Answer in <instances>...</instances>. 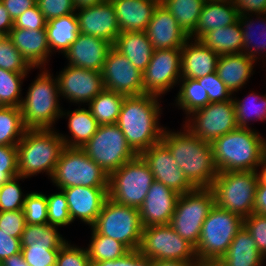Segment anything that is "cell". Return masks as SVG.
<instances>
[{
  "mask_svg": "<svg viewBox=\"0 0 266 266\" xmlns=\"http://www.w3.org/2000/svg\"><path fill=\"white\" fill-rule=\"evenodd\" d=\"M0 266H29L24 261L22 253H17L6 258Z\"/></svg>",
  "mask_w": 266,
  "mask_h": 266,
  "instance_id": "62",
  "label": "cell"
},
{
  "mask_svg": "<svg viewBox=\"0 0 266 266\" xmlns=\"http://www.w3.org/2000/svg\"><path fill=\"white\" fill-rule=\"evenodd\" d=\"M213 161L218 172L258 171L266 140L251 126L236 129L211 143Z\"/></svg>",
  "mask_w": 266,
  "mask_h": 266,
  "instance_id": "3",
  "label": "cell"
},
{
  "mask_svg": "<svg viewBox=\"0 0 266 266\" xmlns=\"http://www.w3.org/2000/svg\"><path fill=\"white\" fill-rule=\"evenodd\" d=\"M198 261L152 260L151 266H197Z\"/></svg>",
  "mask_w": 266,
  "mask_h": 266,
  "instance_id": "61",
  "label": "cell"
},
{
  "mask_svg": "<svg viewBox=\"0 0 266 266\" xmlns=\"http://www.w3.org/2000/svg\"><path fill=\"white\" fill-rule=\"evenodd\" d=\"M239 15L266 14V0H232Z\"/></svg>",
  "mask_w": 266,
  "mask_h": 266,
  "instance_id": "57",
  "label": "cell"
},
{
  "mask_svg": "<svg viewBox=\"0 0 266 266\" xmlns=\"http://www.w3.org/2000/svg\"><path fill=\"white\" fill-rule=\"evenodd\" d=\"M181 80V49L154 50L143 71L144 94L162 97Z\"/></svg>",
  "mask_w": 266,
  "mask_h": 266,
  "instance_id": "15",
  "label": "cell"
},
{
  "mask_svg": "<svg viewBox=\"0 0 266 266\" xmlns=\"http://www.w3.org/2000/svg\"><path fill=\"white\" fill-rule=\"evenodd\" d=\"M185 119L183 126L192 135L209 143L237 128L233 99L209 103Z\"/></svg>",
  "mask_w": 266,
  "mask_h": 266,
  "instance_id": "14",
  "label": "cell"
},
{
  "mask_svg": "<svg viewBox=\"0 0 266 266\" xmlns=\"http://www.w3.org/2000/svg\"><path fill=\"white\" fill-rule=\"evenodd\" d=\"M253 213L266 216V184H263L260 181H258L256 187Z\"/></svg>",
  "mask_w": 266,
  "mask_h": 266,
  "instance_id": "59",
  "label": "cell"
},
{
  "mask_svg": "<svg viewBox=\"0 0 266 266\" xmlns=\"http://www.w3.org/2000/svg\"><path fill=\"white\" fill-rule=\"evenodd\" d=\"M25 131L20 107L0 106V146H17Z\"/></svg>",
  "mask_w": 266,
  "mask_h": 266,
  "instance_id": "40",
  "label": "cell"
},
{
  "mask_svg": "<svg viewBox=\"0 0 266 266\" xmlns=\"http://www.w3.org/2000/svg\"><path fill=\"white\" fill-rule=\"evenodd\" d=\"M23 211L25 214L26 224H47L48 206L46 194L42 192L27 193Z\"/></svg>",
  "mask_w": 266,
  "mask_h": 266,
  "instance_id": "44",
  "label": "cell"
},
{
  "mask_svg": "<svg viewBox=\"0 0 266 266\" xmlns=\"http://www.w3.org/2000/svg\"><path fill=\"white\" fill-rule=\"evenodd\" d=\"M243 226L254 239L258 251L266 257V216L252 213L243 219Z\"/></svg>",
  "mask_w": 266,
  "mask_h": 266,
  "instance_id": "50",
  "label": "cell"
},
{
  "mask_svg": "<svg viewBox=\"0 0 266 266\" xmlns=\"http://www.w3.org/2000/svg\"><path fill=\"white\" fill-rule=\"evenodd\" d=\"M197 266H227L221 260H207L197 264Z\"/></svg>",
  "mask_w": 266,
  "mask_h": 266,
  "instance_id": "65",
  "label": "cell"
},
{
  "mask_svg": "<svg viewBox=\"0 0 266 266\" xmlns=\"http://www.w3.org/2000/svg\"><path fill=\"white\" fill-rule=\"evenodd\" d=\"M45 29L51 54L58 52L63 55L79 34L76 13L49 20Z\"/></svg>",
  "mask_w": 266,
  "mask_h": 266,
  "instance_id": "33",
  "label": "cell"
},
{
  "mask_svg": "<svg viewBox=\"0 0 266 266\" xmlns=\"http://www.w3.org/2000/svg\"><path fill=\"white\" fill-rule=\"evenodd\" d=\"M152 259L143 256L139 250H130L115 260L91 262V266H151Z\"/></svg>",
  "mask_w": 266,
  "mask_h": 266,
  "instance_id": "55",
  "label": "cell"
},
{
  "mask_svg": "<svg viewBox=\"0 0 266 266\" xmlns=\"http://www.w3.org/2000/svg\"><path fill=\"white\" fill-rule=\"evenodd\" d=\"M67 198L72 222L92 226L108 198V188L76 186L62 189Z\"/></svg>",
  "mask_w": 266,
  "mask_h": 266,
  "instance_id": "21",
  "label": "cell"
},
{
  "mask_svg": "<svg viewBox=\"0 0 266 266\" xmlns=\"http://www.w3.org/2000/svg\"><path fill=\"white\" fill-rule=\"evenodd\" d=\"M206 0H161V4L172 14L183 31L194 33L203 4Z\"/></svg>",
  "mask_w": 266,
  "mask_h": 266,
  "instance_id": "37",
  "label": "cell"
},
{
  "mask_svg": "<svg viewBox=\"0 0 266 266\" xmlns=\"http://www.w3.org/2000/svg\"><path fill=\"white\" fill-rule=\"evenodd\" d=\"M91 228L124 244L129 250H138L143 226L139 209L126 206L107 198Z\"/></svg>",
  "mask_w": 266,
  "mask_h": 266,
  "instance_id": "9",
  "label": "cell"
},
{
  "mask_svg": "<svg viewBox=\"0 0 266 266\" xmlns=\"http://www.w3.org/2000/svg\"><path fill=\"white\" fill-rule=\"evenodd\" d=\"M8 36L4 33L0 32V44L6 40Z\"/></svg>",
  "mask_w": 266,
  "mask_h": 266,
  "instance_id": "66",
  "label": "cell"
},
{
  "mask_svg": "<svg viewBox=\"0 0 266 266\" xmlns=\"http://www.w3.org/2000/svg\"><path fill=\"white\" fill-rule=\"evenodd\" d=\"M81 149L108 175L137 156L116 123L98 126Z\"/></svg>",
  "mask_w": 266,
  "mask_h": 266,
  "instance_id": "12",
  "label": "cell"
},
{
  "mask_svg": "<svg viewBox=\"0 0 266 266\" xmlns=\"http://www.w3.org/2000/svg\"><path fill=\"white\" fill-rule=\"evenodd\" d=\"M105 90L126 96L143 95V73L113 46L107 53L101 71Z\"/></svg>",
  "mask_w": 266,
  "mask_h": 266,
  "instance_id": "16",
  "label": "cell"
},
{
  "mask_svg": "<svg viewBox=\"0 0 266 266\" xmlns=\"http://www.w3.org/2000/svg\"><path fill=\"white\" fill-rule=\"evenodd\" d=\"M112 44L107 40L79 33L70 48L63 54L67 65L101 72Z\"/></svg>",
  "mask_w": 266,
  "mask_h": 266,
  "instance_id": "23",
  "label": "cell"
},
{
  "mask_svg": "<svg viewBox=\"0 0 266 266\" xmlns=\"http://www.w3.org/2000/svg\"><path fill=\"white\" fill-rule=\"evenodd\" d=\"M243 227V218L216 204L205 219L197 247L198 263L221 260L237 232Z\"/></svg>",
  "mask_w": 266,
  "mask_h": 266,
  "instance_id": "7",
  "label": "cell"
},
{
  "mask_svg": "<svg viewBox=\"0 0 266 266\" xmlns=\"http://www.w3.org/2000/svg\"><path fill=\"white\" fill-rule=\"evenodd\" d=\"M24 177L18 175L9 179L0 187V212L23 210L25 198L19 181Z\"/></svg>",
  "mask_w": 266,
  "mask_h": 266,
  "instance_id": "43",
  "label": "cell"
},
{
  "mask_svg": "<svg viewBox=\"0 0 266 266\" xmlns=\"http://www.w3.org/2000/svg\"><path fill=\"white\" fill-rule=\"evenodd\" d=\"M145 32L155 50L181 49L190 38L161 3L155 8Z\"/></svg>",
  "mask_w": 266,
  "mask_h": 266,
  "instance_id": "22",
  "label": "cell"
},
{
  "mask_svg": "<svg viewBox=\"0 0 266 266\" xmlns=\"http://www.w3.org/2000/svg\"><path fill=\"white\" fill-rule=\"evenodd\" d=\"M252 17L253 15H239L238 21L243 35L242 53L257 62L262 57L264 59V56L266 60V14H257L255 19Z\"/></svg>",
  "mask_w": 266,
  "mask_h": 266,
  "instance_id": "32",
  "label": "cell"
},
{
  "mask_svg": "<svg viewBox=\"0 0 266 266\" xmlns=\"http://www.w3.org/2000/svg\"><path fill=\"white\" fill-rule=\"evenodd\" d=\"M0 68L15 73H28L33 69L8 37L0 44Z\"/></svg>",
  "mask_w": 266,
  "mask_h": 266,
  "instance_id": "46",
  "label": "cell"
},
{
  "mask_svg": "<svg viewBox=\"0 0 266 266\" xmlns=\"http://www.w3.org/2000/svg\"><path fill=\"white\" fill-rule=\"evenodd\" d=\"M27 74L0 68V106L20 107L23 99L22 84Z\"/></svg>",
  "mask_w": 266,
  "mask_h": 266,
  "instance_id": "42",
  "label": "cell"
},
{
  "mask_svg": "<svg viewBox=\"0 0 266 266\" xmlns=\"http://www.w3.org/2000/svg\"><path fill=\"white\" fill-rule=\"evenodd\" d=\"M161 141L168 147L174 160L195 188H210L217 176L211 143L183 130L165 128Z\"/></svg>",
  "mask_w": 266,
  "mask_h": 266,
  "instance_id": "2",
  "label": "cell"
},
{
  "mask_svg": "<svg viewBox=\"0 0 266 266\" xmlns=\"http://www.w3.org/2000/svg\"><path fill=\"white\" fill-rule=\"evenodd\" d=\"M105 0H73V4L76 9H81L84 7L94 6L102 3Z\"/></svg>",
  "mask_w": 266,
  "mask_h": 266,
  "instance_id": "63",
  "label": "cell"
},
{
  "mask_svg": "<svg viewBox=\"0 0 266 266\" xmlns=\"http://www.w3.org/2000/svg\"><path fill=\"white\" fill-rule=\"evenodd\" d=\"M40 74L28 87L20 110L26 129H54L61 118L62 107L56 77L46 68H40Z\"/></svg>",
  "mask_w": 266,
  "mask_h": 266,
  "instance_id": "5",
  "label": "cell"
},
{
  "mask_svg": "<svg viewBox=\"0 0 266 266\" xmlns=\"http://www.w3.org/2000/svg\"><path fill=\"white\" fill-rule=\"evenodd\" d=\"M215 205L210 188H196L179 196L170 226L195 248L199 242L202 225Z\"/></svg>",
  "mask_w": 266,
  "mask_h": 266,
  "instance_id": "11",
  "label": "cell"
},
{
  "mask_svg": "<svg viewBox=\"0 0 266 266\" xmlns=\"http://www.w3.org/2000/svg\"><path fill=\"white\" fill-rule=\"evenodd\" d=\"M51 182L58 189L76 186L108 188L109 175L81 148L65 147L60 154Z\"/></svg>",
  "mask_w": 266,
  "mask_h": 266,
  "instance_id": "8",
  "label": "cell"
},
{
  "mask_svg": "<svg viewBox=\"0 0 266 266\" xmlns=\"http://www.w3.org/2000/svg\"><path fill=\"white\" fill-rule=\"evenodd\" d=\"M199 40L218 55L242 53L243 35L239 21L233 25L212 30Z\"/></svg>",
  "mask_w": 266,
  "mask_h": 266,
  "instance_id": "34",
  "label": "cell"
},
{
  "mask_svg": "<svg viewBox=\"0 0 266 266\" xmlns=\"http://www.w3.org/2000/svg\"><path fill=\"white\" fill-rule=\"evenodd\" d=\"M20 238H15L0 229V264L11 255L21 253Z\"/></svg>",
  "mask_w": 266,
  "mask_h": 266,
  "instance_id": "56",
  "label": "cell"
},
{
  "mask_svg": "<svg viewBox=\"0 0 266 266\" xmlns=\"http://www.w3.org/2000/svg\"><path fill=\"white\" fill-rule=\"evenodd\" d=\"M58 190L60 192L46 195L48 206V224L57 227H64L73 222L69 214L66 195L62 189Z\"/></svg>",
  "mask_w": 266,
  "mask_h": 266,
  "instance_id": "45",
  "label": "cell"
},
{
  "mask_svg": "<svg viewBox=\"0 0 266 266\" xmlns=\"http://www.w3.org/2000/svg\"><path fill=\"white\" fill-rule=\"evenodd\" d=\"M219 55L200 40L189 38L181 48V79H198L216 72Z\"/></svg>",
  "mask_w": 266,
  "mask_h": 266,
  "instance_id": "25",
  "label": "cell"
},
{
  "mask_svg": "<svg viewBox=\"0 0 266 266\" xmlns=\"http://www.w3.org/2000/svg\"><path fill=\"white\" fill-rule=\"evenodd\" d=\"M140 156L148 164L155 181L163 183L179 195L196 189L187 180L170 150L162 141L143 151Z\"/></svg>",
  "mask_w": 266,
  "mask_h": 266,
  "instance_id": "18",
  "label": "cell"
},
{
  "mask_svg": "<svg viewBox=\"0 0 266 266\" xmlns=\"http://www.w3.org/2000/svg\"><path fill=\"white\" fill-rule=\"evenodd\" d=\"M238 11L232 0H206L191 39L199 40L204 34L238 21Z\"/></svg>",
  "mask_w": 266,
  "mask_h": 266,
  "instance_id": "27",
  "label": "cell"
},
{
  "mask_svg": "<svg viewBox=\"0 0 266 266\" xmlns=\"http://www.w3.org/2000/svg\"><path fill=\"white\" fill-rule=\"evenodd\" d=\"M8 38L33 69L46 68L50 60L49 58L52 57L47 41L46 29L27 30L12 28Z\"/></svg>",
  "mask_w": 266,
  "mask_h": 266,
  "instance_id": "24",
  "label": "cell"
},
{
  "mask_svg": "<svg viewBox=\"0 0 266 266\" xmlns=\"http://www.w3.org/2000/svg\"><path fill=\"white\" fill-rule=\"evenodd\" d=\"M25 214L23 210L0 212V229L8 235L21 238L25 228Z\"/></svg>",
  "mask_w": 266,
  "mask_h": 266,
  "instance_id": "53",
  "label": "cell"
},
{
  "mask_svg": "<svg viewBox=\"0 0 266 266\" xmlns=\"http://www.w3.org/2000/svg\"><path fill=\"white\" fill-rule=\"evenodd\" d=\"M125 97L124 94L104 89L86 105L99 126L115 124Z\"/></svg>",
  "mask_w": 266,
  "mask_h": 266,
  "instance_id": "36",
  "label": "cell"
},
{
  "mask_svg": "<svg viewBox=\"0 0 266 266\" xmlns=\"http://www.w3.org/2000/svg\"><path fill=\"white\" fill-rule=\"evenodd\" d=\"M75 13L78 19L79 33L103 38L112 45L115 43L120 29L111 0L76 9Z\"/></svg>",
  "mask_w": 266,
  "mask_h": 266,
  "instance_id": "19",
  "label": "cell"
},
{
  "mask_svg": "<svg viewBox=\"0 0 266 266\" xmlns=\"http://www.w3.org/2000/svg\"><path fill=\"white\" fill-rule=\"evenodd\" d=\"M202 83L204 90L208 93L209 103L224 102L233 98V94L228 87L220 80L216 72L196 79Z\"/></svg>",
  "mask_w": 266,
  "mask_h": 266,
  "instance_id": "48",
  "label": "cell"
},
{
  "mask_svg": "<svg viewBox=\"0 0 266 266\" xmlns=\"http://www.w3.org/2000/svg\"><path fill=\"white\" fill-rule=\"evenodd\" d=\"M60 249L22 247L21 253L29 266H56Z\"/></svg>",
  "mask_w": 266,
  "mask_h": 266,
  "instance_id": "51",
  "label": "cell"
},
{
  "mask_svg": "<svg viewBox=\"0 0 266 266\" xmlns=\"http://www.w3.org/2000/svg\"><path fill=\"white\" fill-rule=\"evenodd\" d=\"M58 132L54 129H26L17 144L20 176L26 179L45 172L51 179L65 148Z\"/></svg>",
  "mask_w": 266,
  "mask_h": 266,
  "instance_id": "4",
  "label": "cell"
},
{
  "mask_svg": "<svg viewBox=\"0 0 266 266\" xmlns=\"http://www.w3.org/2000/svg\"><path fill=\"white\" fill-rule=\"evenodd\" d=\"M112 46L142 73L147 68L155 50L145 31L122 32Z\"/></svg>",
  "mask_w": 266,
  "mask_h": 266,
  "instance_id": "29",
  "label": "cell"
},
{
  "mask_svg": "<svg viewBox=\"0 0 266 266\" xmlns=\"http://www.w3.org/2000/svg\"><path fill=\"white\" fill-rule=\"evenodd\" d=\"M56 266H91L87 249L67 241L58 252Z\"/></svg>",
  "mask_w": 266,
  "mask_h": 266,
  "instance_id": "47",
  "label": "cell"
},
{
  "mask_svg": "<svg viewBox=\"0 0 266 266\" xmlns=\"http://www.w3.org/2000/svg\"><path fill=\"white\" fill-rule=\"evenodd\" d=\"M154 181L148 164L137 155L109 175L108 198L139 209Z\"/></svg>",
  "mask_w": 266,
  "mask_h": 266,
  "instance_id": "10",
  "label": "cell"
},
{
  "mask_svg": "<svg viewBox=\"0 0 266 266\" xmlns=\"http://www.w3.org/2000/svg\"><path fill=\"white\" fill-rule=\"evenodd\" d=\"M138 250L152 260L198 261L195 247L169 224L143 228Z\"/></svg>",
  "mask_w": 266,
  "mask_h": 266,
  "instance_id": "13",
  "label": "cell"
},
{
  "mask_svg": "<svg viewBox=\"0 0 266 266\" xmlns=\"http://www.w3.org/2000/svg\"><path fill=\"white\" fill-rule=\"evenodd\" d=\"M250 92L252 93L242 100L233 95L237 127L249 128L250 121L266 120V93L260 95L254 91Z\"/></svg>",
  "mask_w": 266,
  "mask_h": 266,
  "instance_id": "38",
  "label": "cell"
},
{
  "mask_svg": "<svg viewBox=\"0 0 266 266\" xmlns=\"http://www.w3.org/2000/svg\"><path fill=\"white\" fill-rule=\"evenodd\" d=\"M265 257L258 251L254 239L243 226L235 235L221 261L227 266H263Z\"/></svg>",
  "mask_w": 266,
  "mask_h": 266,
  "instance_id": "31",
  "label": "cell"
},
{
  "mask_svg": "<svg viewBox=\"0 0 266 266\" xmlns=\"http://www.w3.org/2000/svg\"><path fill=\"white\" fill-rule=\"evenodd\" d=\"M178 85L180 89L175 98V106L182 109L186 116L209 104L208 93L196 79H181Z\"/></svg>",
  "mask_w": 266,
  "mask_h": 266,
  "instance_id": "39",
  "label": "cell"
},
{
  "mask_svg": "<svg viewBox=\"0 0 266 266\" xmlns=\"http://www.w3.org/2000/svg\"><path fill=\"white\" fill-rule=\"evenodd\" d=\"M258 181L255 171L218 172L210 187L215 204L243 219L250 216L253 213Z\"/></svg>",
  "mask_w": 266,
  "mask_h": 266,
  "instance_id": "6",
  "label": "cell"
},
{
  "mask_svg": "<svg viewBox=\"0 0 266 266\" xmlns=\"http://www.w3.org/2000/svg\"><path fill=\"white\" fill-rule=\"evenodd\" d=\"M39 10L48 22L76 11L73 0H36Z\"/></svg>",
  "mask_w": 266,
  "mask_h": 266,
  "instance_id": "52",
  "label": "cell"
},
{
  "mask_svg": "<svg viewBox=\"0 0 266 266\" xmlns=\"http://www.w3.org/2000/svg\"><path fill=\"white\" fill-rule=\"evenodd\" d=\"M55 77L61 99L64 97L78 105L88 104L105 89L102 74L98 71L67 65Z\"/></svg>",
  "mask_w": 266,
  "mask_h": 266,
  "instance_id": "17",
  "label": "cell"
},
{
  "mask_svg": "<svg viewBox=\"0 0 266 266\" xmlns=\"http://www.w3.org/2000/svg\"><path fill=\"white\" fill-rule=\"evenodd\" d=\"M66 111L67 110H62L61 118L66 116L68 119V129L71 136L61 133H59V135L65 147L82 148L96 133L99 126L97 120L93 117L89 108L79 107L73 111Z\"/></svg>",
  "mask_w": 266,
  "mask_h": 266,
  "instance_id": "30",
  "label": "cell"
},
{
  "mask_svg": "<svg viewBox=\"0 0 266 266\" xmlns=\"http://www.w3.org/2000/svg\"><path fill=\"white\" fill-rule=\"evenodd\" d=\"M179 196L163 183L154 181L139 208L143 228L170 224Z\"/></svg>",
  "mask_w": 266,
  "mask_h": 266,
  "instance_id": "20",
  "label": "cell"
},
{
  "mask_svg": "<svg viewBox=\"0 0 266 266\" xmlns=\"http://www.w3.org/2000/svg\"><path fill=\"white\" fill-rule=\"evenodd\" d=\"M50 224H26L20 241L21 247L60 249L67 240Z\"/></svg>",
  "mask_w": 266,
  "mask_h": 266,
  "instance_id": "35",
  "label": "cell"
},
{
  "mask_svg": "<svg viewBox=\"0 0 266 266\" xmlns=\"http://www.w3.org/2000/svg\"><path fill=\"white\" fill-rule=\"evenodd\" d=\"M46 23L47 21L36 4L14 20L13 28L40 30L46 28Z\"/></svg>",
  "mask_w": 266,
  "mask_h": 266,
  "instance_id": "54",
  "label": "cell"
},
{
  "mask_svg": "<svg viewBox=\"0 0 266 266\" xmlns=\"http://www.w3.org/2000/svg\"><path fill=\"white\" fill-rule=\"evenodd\" d=\"M0 2L5 6L13 21L37 4L36 0H0Z\"/></svg>",
  "mask_w": 266,
  "mask_h": 266,
  "instance_id": "58",
  "label": "cell"
},
{
  "mask_svg": "<svg viewBox=\"0 0 266 266\" xmlns=\"http://www.w3.org/2000/svg\"><path fill=\"white\" fill-rule=\"evenodd\" d=\"M257 62L244 53L219 55L216 73L234 95L247 84Z\"/></svg>",
  "mask_w": 266,
  "mask_h": 266,
  "instance_id": "28",
  "label": "cell"
},
{
  "mask_svg": "<svg viewBox=\"0 0 266 266\" xmlns=\"http://www.w3.org/2000/svg\"><path fill=\"white\" fill-rule=\"evenodd\" d=\"M91 231V240L89 241L88 247H86L90 262L115 260L130 251L121 242L108 236L101 235L92 228Z\"/></svg>",
  "mask_w": 266,
  "mask_h": 266,
  "instance_id": "41",
  "label": "cell"
},
{
  "mask_svg": "<svg viewBox=\"0 0 266 266\" xmlns=\"http://www.w3.org/2000/svg\"><path fill=\"white\" fill-rule=\"evenodd\" d=\"M120 33L146 31L153 12L160 3L156 0H111Z\"/></svg>",
  "mask_w": 266,
  "mask_h": 266,
  "instance_id": "26",
  "label": "cell"
},
{
  "mask_svg": "<svg viewBox=\"0 0 266 266\" xmlns=\"http://www.w3.org/2000/svg\"><path fill=\"white\" fill-rule=\"evenodd\" d=\"M14 25V21L6 10L5 6L0 2V32L9 35Z\"/></svg>",
  "mask_w": 266,
  "mask_h": 266,
  "instance_id": "60",
  "label": "cell"
},
{
  "mask_svg": "<svg viewBox=\"0 0 266 266\" xmlns=\"http://www.w3.org/2000/svg\"><path fill=\"white\" fill-rule=\"evenodd\" d=\"M160 99L143 94L126 96L123 101L116 125L137 155L161 141L166 127H161L159 122L162 114Z\"/></svg>",
  "mask_w": 266,
  "mask_h": 266,
  "instance_id": "1",
  "label": "cell"
},
{
  "mask_svg": "<svg viewBox=\"0 0 266 266\" xmlns=\"http://www.w3.org/2000/svg\"><path fill=\"white\" fill-rule=\"evenodd\" d=\"M17 146H0V187L12 177L18 176Z\"/></svg>",
  "mask_w": 266,
  "mask_h": 266,
  "instance_id": "49",
  "label": "cell"
},
{
  "mask_svg": "<svg viewBox=\"0 0 266 266\" xmlns=\"http://www.w3.org/2000/svg\"><path fill=\"white\" fill-rule=\"evenodd\" d=\"M259 169H261V171H257V174H258V177H259V181L261 183H263V184H266V149L264 151L261 163L258 166V170Z\"/></svg>",
  "mask_w": 266,
  "mask_h": 266,
  "instance_id": "64",
  "label": "cell"
}]
</instances>
